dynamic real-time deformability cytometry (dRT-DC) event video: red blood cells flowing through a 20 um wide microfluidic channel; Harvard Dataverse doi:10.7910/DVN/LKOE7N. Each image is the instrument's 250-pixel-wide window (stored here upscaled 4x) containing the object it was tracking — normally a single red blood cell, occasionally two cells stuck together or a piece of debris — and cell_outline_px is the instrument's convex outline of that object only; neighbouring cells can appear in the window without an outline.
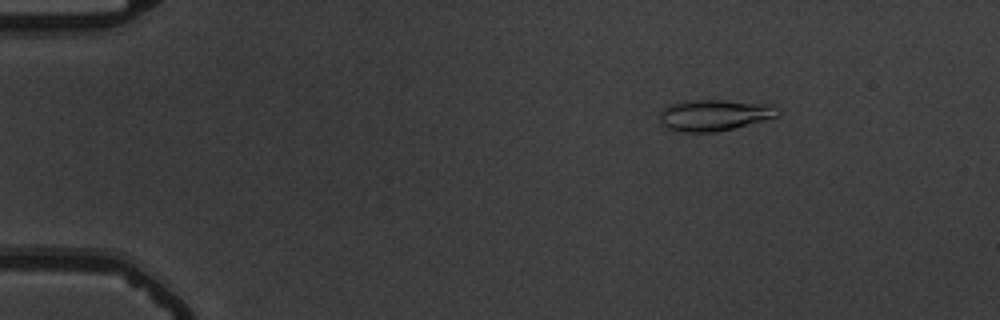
{"species": "common noctule bat (a hibernating species)", "species_latin": "Nyctalus noctula", "temperature_condition": "warm", "stored_images_in_passage": 49, "camera_frame_rate_fps": 3000, "um_per_image_px": 0.085, "animal": {"sex": "male", "body_mass_g": 19.5, "forearm_length_mm": 54.6}, "frame": {"image": 1, "passage_image": 3, "time_ms": 0.667, "image_size_px": [1000, 320], "cell_outline_px": [[780, 112], [776, 116], [764, 120], [716, 132], [688, 132], [668, 128], [660, 124], [660, 112], [668, 104], [688, 100], [724, 100], [776, 104], [780, 108]], "centroid_in_image_um": [60.74, 9.76], "position_along_channel_um": 24.3, "area_um2": 21.62}}
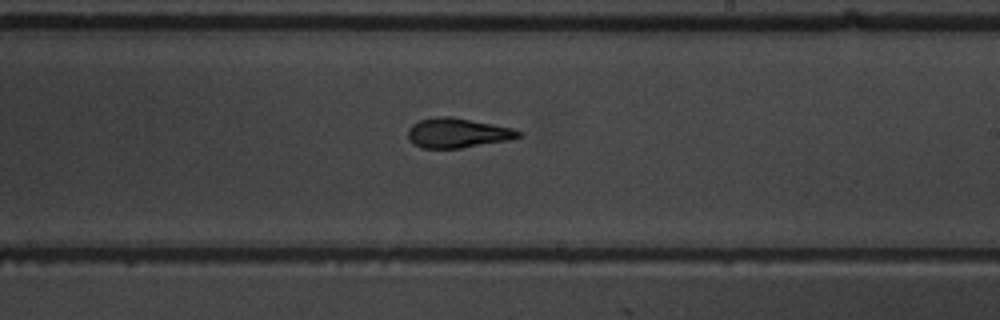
{"frame": {"image": 2, "passage_image": 28, "time_ms": 9.0, "image_size_px": [1000, 320], "cell_outline_px": [[520, 136], [508, 140], [460, 148], [424, 148], [416, 144], [408, 136], [408, 128], [412, 124], [420, 120], [436, 116], [452, 116], [512, 128], [520, 132]], "centroid_in_image_um": [38.87, 11.29], "position_along_channel_um": 250.1, "area_um2": 18.79}}
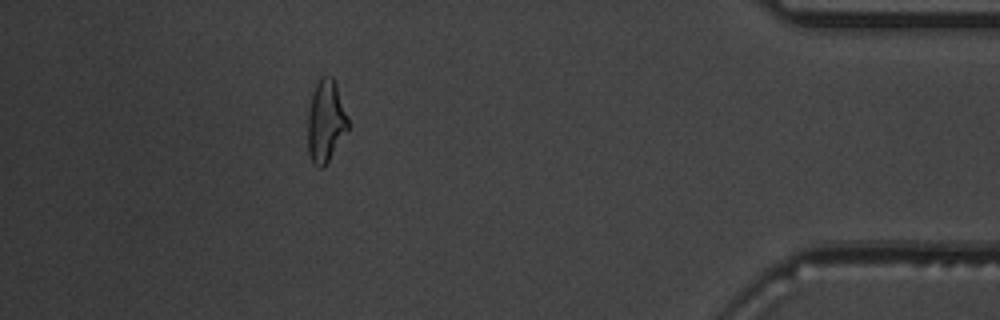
{"frame": {"image": 3, "passage_image": 44, "time_ms": 14.333, "image_size_px": [1000, 320], "cell_outline_px": [[348, 128], [324, 168], [316, 168], [308, 152], [308, 112], [312, 92], [320, 76], [332, 76], [336, 84], [348, 120]], "centroid_in_image_um": [27.66, 10.31], "position_along_channel_um": 407.5, "area_um2": 19.07}, "authors_computed_cell_mechanics": {"area_um2": 19.074, "velocity_mm_per_s": 3.7711, "shape_relaxation_time_tau1_ms": 5.3236, "shape_relaxation_time_tau2_ms": 1.8663, "deformation_change_tau1": 0.1873, "deformation_change_tau2": 0.1018}}